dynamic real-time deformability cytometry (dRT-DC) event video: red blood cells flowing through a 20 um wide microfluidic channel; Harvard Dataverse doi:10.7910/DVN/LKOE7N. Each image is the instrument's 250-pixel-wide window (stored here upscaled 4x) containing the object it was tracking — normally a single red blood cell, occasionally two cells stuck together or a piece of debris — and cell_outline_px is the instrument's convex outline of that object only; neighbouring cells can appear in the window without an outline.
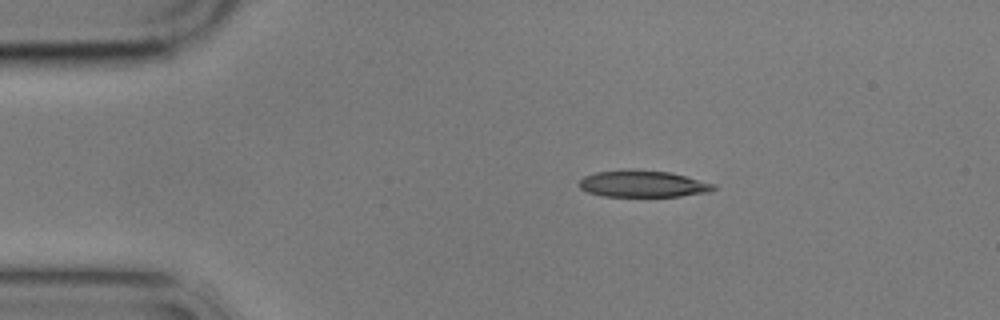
{"species": "common noctule bat (a hibernating species)", "species_latin": "Nyctalus noctula", "temperature_condition": "cold", "stored_images_in_passage": 3, "camera_frame_rate_fps": 3000, "um_per_image_px": 0.085, "animal": {"sex": "male", "body_mass_g": 17.9}, "frame": {"image": 1, "passage_image": 2, "time_ms": 1.333, "image_size_px": [1000, 320], "cell_outline_px": [[716, 188], [708, 192], [680, 196], [604, 196], [588, 192], [580, 188], [580, 180], [584, 176], [596, 172], [628, 168], [668, 172], [716, 184]], "centroid_in_image_um": [54.62, 15.61], "position_along_channel_um": 30.4, "area_um2": 20.87}}